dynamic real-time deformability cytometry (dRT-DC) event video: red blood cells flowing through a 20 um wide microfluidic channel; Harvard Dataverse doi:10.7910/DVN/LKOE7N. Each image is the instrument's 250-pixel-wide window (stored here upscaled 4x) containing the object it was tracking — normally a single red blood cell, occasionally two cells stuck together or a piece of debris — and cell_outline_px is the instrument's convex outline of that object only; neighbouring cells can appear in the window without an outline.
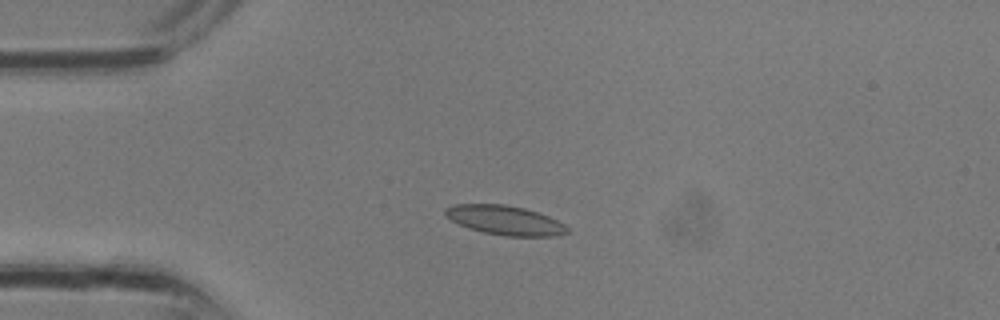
{"species": "common noctule bat (a hibernating species)", "species_latin": "Nyctalus noctula", "temperature_condition": "room temperature", "stored_images_in_passage": 31, "camera_frame_rate_fps": 3000, "um_per_image_px": 0.085, "animal": {"sex": "male", "body_mass_g": 13.3}, "frame": {"image": 1, "passage_image": 7, "time_ms": 2.0, "image_size_px": [1000, 320], "cell_outline_px": [[568, 232], [556, 236], [504, 236], [484, 232], [468, 228], [444, 216], [444, 208], [456, 204], [504, 204], [524, 208], [548, 216], [564, 224], [568, 228]], "centroid_in_image_um": [42.89, 18.72], "position_along_channel_um": 42.1, "area_um2": 20.75}}
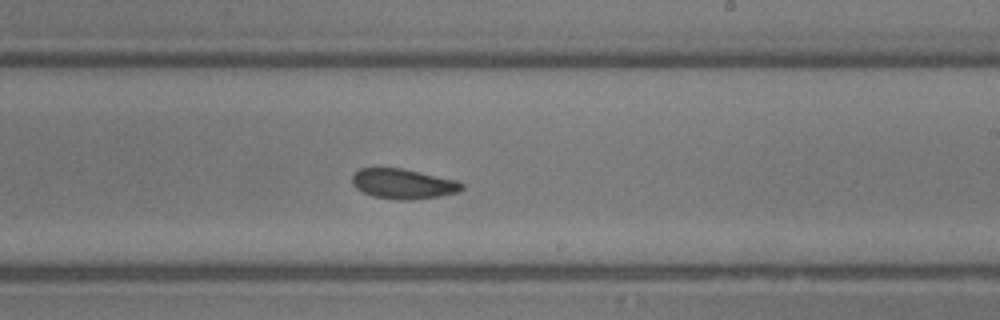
{"frame": {"image": 2, "passage_image": 18, "time_ms": 5.667, "image_size_px": [1000, 320], "cell_outline_px": [[464, 188], [456, 192], [440, 196], [412, 200], [396, 200], [372, 196], [356, 188], [352, 184], [352, 176], [360, 168], [400, 168], [456, 180], [464, 184]], "centroid_in_image_um": [34.26, 15.63], "position_along_channel_um": 254.7, "area_um2": 19.07}}
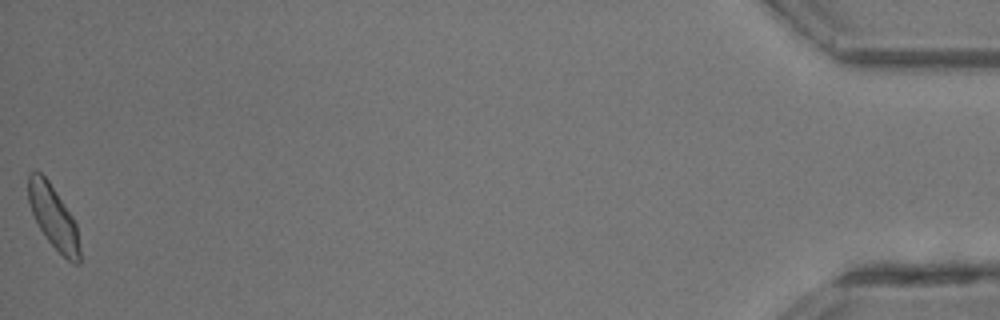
{"frame": {"image": 3, "passage_image": 31, "time_ms": 10.0, "image_size_px": [1000, 320], "cell_outline_px": [[80, 264], [72, 264], [48, 240], [40, 228], [32, 212], [28, 200], [28, 176], [32, 172], [40, 172], [48, 180], [72, 216], [76, 224], [80, 248]], "centroid_in_image_um": [4.55, 18.47], "position_along_channel_um": 430.6, "area_um2": 18.5}}